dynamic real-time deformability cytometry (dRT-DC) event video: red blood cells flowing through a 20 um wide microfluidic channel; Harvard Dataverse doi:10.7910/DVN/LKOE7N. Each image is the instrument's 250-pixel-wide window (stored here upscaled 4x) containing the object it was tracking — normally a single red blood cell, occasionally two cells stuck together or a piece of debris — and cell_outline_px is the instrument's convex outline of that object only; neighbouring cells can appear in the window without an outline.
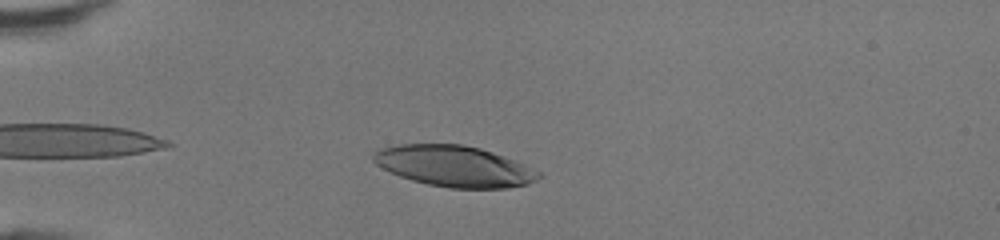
{"species": "human", "species_latin": "Homo sapiens", "temperature_condition": "room temperature", "stored_images_in_passage": 34, "camera_frame_rate_fps": 3000, "um_per_image_px": 0.085, "donor": {"sex": "female"}, "frame": {"image": 1, "passage_image": 4, "time_ms": 1.0, "image_size_px": [1000, 240], "cell_outline_px": [[540, 176], [536, 180], [528, 184], [508, 188], [448, 188], [428, 184], [412, 180], [400, 176], [376, 164], [372, 160], [372, 152], [380, 148], [396, 144], [464, 144], [480, 148], [492, 152], [524, 164], [540, 172]], "centroid_in_image_um": [38.59, 14.12], "position_along_channel_um": 46.4, "area_um2": 39.42}}
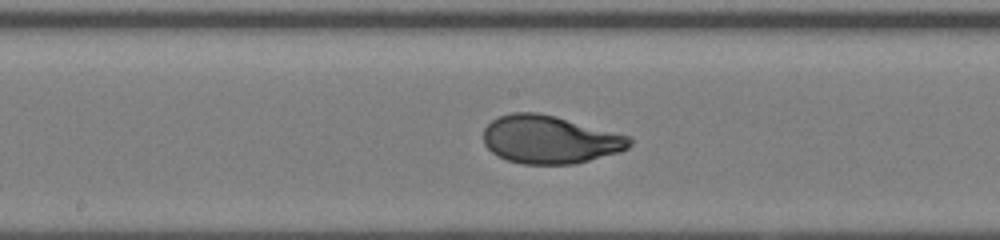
{"frame": {"image": 2, "passage_image": 17, "time_ms": 5.333, "image_size_px": [1000, 240], "cell_outline_px": [[632, 144], [628, 148], [620, 152], [572, 164], [524, 164], [508, 160], [496, 156], [484, 144], [484, 128], [492, 120], [500, 116], [512, 112], [536, 112], [632, 136]], "centroid_in_image_um": [46.73, 11.87], "position_along_channel_um": 201.5, "area_um2": 40.69}}
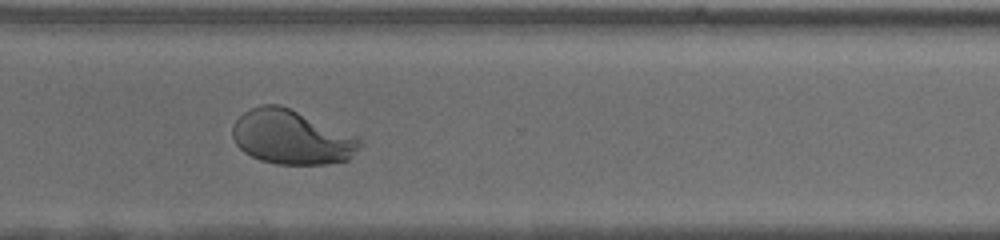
{"frame": {"image": 3, "passage_image": 27, "time_ms": 8.667, "image_size_px": [1000, 240], "cell_outline_px": [[364, 144], [348, 160], [328, 164], [276, 164], [260, 160], [244, 152], [236, 144], [232, 136], [232, 124], [244, 112], [252, 108], [264, 104], [280, 104], [360, 136], [364, 140]], "centroid_in_image_um": [24.84, 11.66], "position_along_channel_um": 345.8, "area_um2": 40.81}, "authors_computed_cell_mechanics": {"area_um2": 40.2288, "velocity_mm_per_s": 4.3375, "shape_relaxation_time_tau1_ms": 3.549, "shape_relaxation_time_tau2_ms": null, "deformation_change_tau1": 0.2179, "deformation_change_tau2": null}}